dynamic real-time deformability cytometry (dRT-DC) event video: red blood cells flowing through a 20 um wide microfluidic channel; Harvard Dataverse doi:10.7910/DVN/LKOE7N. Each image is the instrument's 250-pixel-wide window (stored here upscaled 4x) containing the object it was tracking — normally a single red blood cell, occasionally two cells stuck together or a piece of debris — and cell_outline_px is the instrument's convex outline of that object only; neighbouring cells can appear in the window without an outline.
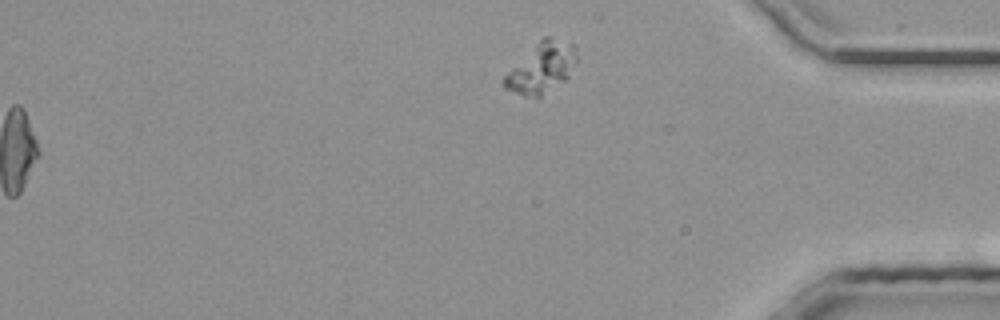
{"species": "common noctule bat (a hibernating species)", "species_latin": "Nyctalus noctula", "temperature_condition": "room temperature", "stored_images_in_passage": 38, "segment_of_instrument_passage": [2, 2], "camera_frame_rate_fps": 3000, "um_per_image_px": 0.085, "animal": {"sex": "male", "body_mass_g": 20.4}, "frame": {"image": 1, "passage_image": 38, "time_ms": 12.333, "image_size_px": [1000, 320], "cell_outline_px": [[576, 64], [568, 76], [564, 80], [540, 96], [524, 96], [504, 88], [500, 80], [544, 36], [552, 36], [576, 44]], "centroid_in_image_um": [46.05, 5.74], "position_along_channel_um": 389.1, "area_um2": 20.92}}